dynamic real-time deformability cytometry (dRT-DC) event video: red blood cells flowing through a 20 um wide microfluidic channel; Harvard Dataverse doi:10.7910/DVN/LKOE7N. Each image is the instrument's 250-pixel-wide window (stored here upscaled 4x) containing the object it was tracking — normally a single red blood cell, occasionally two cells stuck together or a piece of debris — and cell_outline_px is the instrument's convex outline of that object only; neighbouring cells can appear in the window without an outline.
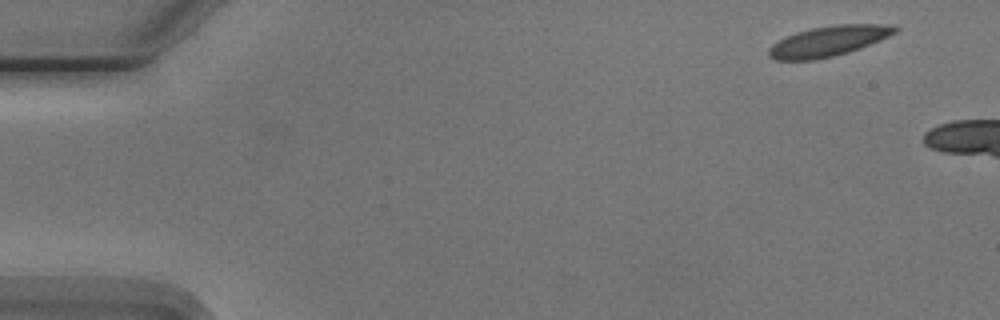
{"species": "Egyptian fruit bat (a non-hibernating species)", "species_latin": "Rousettus aegyptiacus", "temperature_condition": "cold", "stored_images_in_passage": 3, "camera_frame_rate_fps": 3000, "um_per_image_px": 0.085, "animal": {"sex": "male"}, "frame": {"image": 1, "passage_image": 1, "time_ms": 0.0, "image_size_px": [1000, 320], "cell_outline_px": [[900, 28], [896, 32], [880, 40], [860, 48], [848, 52], [816, 60], [776, 60], [768, 56], [768, 48], [772, 44], [796, 32], [812, 28], [836, 24], [880, 24]], "centroid_in_image_um": [70.39, 3.5], "position_along_channel_um": 14.6, "area_um2": 22.08}}